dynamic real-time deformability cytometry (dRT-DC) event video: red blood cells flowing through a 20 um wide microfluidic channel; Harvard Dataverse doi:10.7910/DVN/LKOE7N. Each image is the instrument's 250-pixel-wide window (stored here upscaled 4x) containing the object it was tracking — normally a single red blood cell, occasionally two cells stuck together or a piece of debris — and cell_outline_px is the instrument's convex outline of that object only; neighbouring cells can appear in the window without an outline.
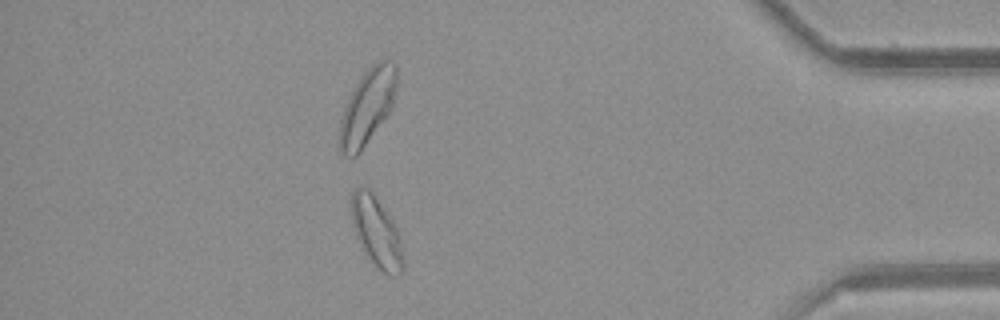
{"species": "common noctule bat (a hibernating species)", "species_latin": "Nyctalus noctula", "temperature_condition": "room temperature", "stored_images_in_passage": 43, "camera_frame_rate_fps": 3000, "um_per_image_px": 0.085, "animal": {"sex": "female", "body_mass_g": 21.9}, "frame": {"image": 1, "passage_image": 37, "time_ms": 12.0, "image_size_px": [1000, 320], "cell_outline_px": [[404, 268], [400, 276], [388, 276], [364, 252], [356, 236], [352, 220], [352, 188], [360, 184], [368, 188], [372, 192], [392, 220], [396, 228], [400, 240], [404, 256]], "centroid_in_image_um": [32.01, 19.71], "position_along_channel_um": 403.2, "area_um2": 21.1}}